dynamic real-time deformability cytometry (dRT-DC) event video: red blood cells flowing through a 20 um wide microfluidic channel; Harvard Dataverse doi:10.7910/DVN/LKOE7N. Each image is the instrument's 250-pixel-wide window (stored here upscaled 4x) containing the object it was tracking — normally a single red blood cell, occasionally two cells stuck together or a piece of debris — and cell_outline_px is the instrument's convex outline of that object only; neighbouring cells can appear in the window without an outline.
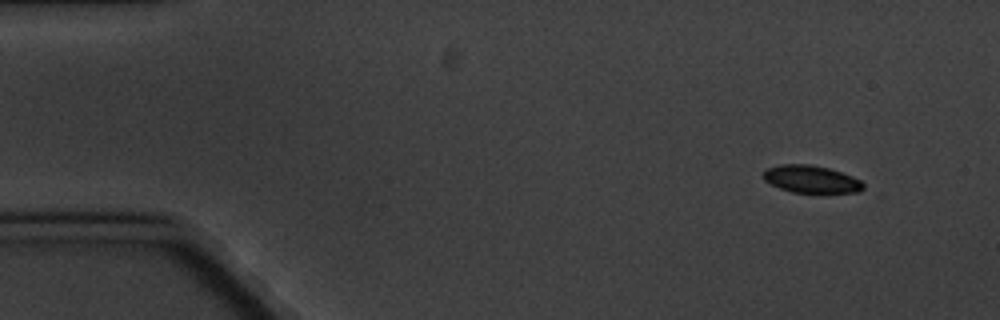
{"species": "common noctule bat (a hibernating species)", "species_latin": "Nyctalus noctula", "temperature_condition": "cold", "stored_images_in_passage": 10, "camera_frame_rate_fps": 3000, "um_per_image_px": 0.085, "animal": {"sex": "male", "body_mass_g": 20.1, "forearm_length_mm": 53.5}, "frame": {"image": 1, "passage_image": 1, "time_ms": 0.0, "image_size_px": [1000, 320], "cell_outline_px": [[864, 188], [860, 192], [792, 192], [780, 188], [764, 180], [760, 176], [768, 168], [780, 164], [808, 164], [828, 168], [852, 176], [860, 180], [864, 184]], "centroid_in_image_um": [68.93, 15.22], "position_along_channel_um": 16.1, "area_um2": 15.84}}
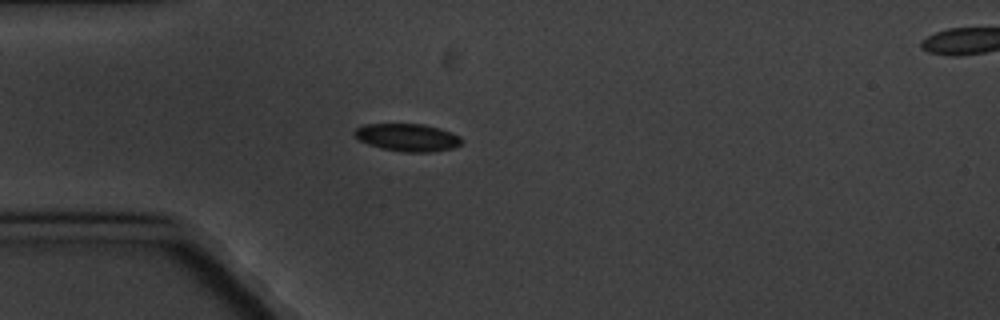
{"frame": {"image": 2, "passage_image": 4, "time_ms": 3.667, "image_size_px": [1000, 320], "cell_outline_px": [[464, 140], [460, 144], [452, 148], [432, 152], [404, 152], [384, 148], [368, 144], [360, 140], [352, 132], [356, 128], [364, 124], [424, 124], [440, 128], [460, 136]], "centroid_in_image_um": [34.66, 11.67], "position_along_channel_um": 50.3, "area_um2": 17.17}}
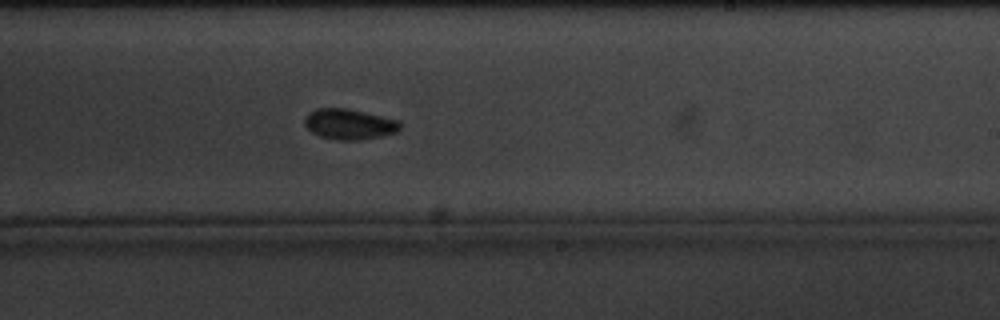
{"frame": {"image": 3, "passage_image": 10, "time_ms": 10.333, "image_size_px": [1000, 320], "cell_outline_px": [[400, 128], [396, 132], [380, 136], [360, 140], [340, 140], [320, 136], [312, 132], [304, 124], [304, 116], [308, 112], [316, 108], [348, 108], [400, 120]], "centroid_in_image_um": [29.67, 10.54], "position_along_channel_um": 259.3, "area_um2": 17.05}}